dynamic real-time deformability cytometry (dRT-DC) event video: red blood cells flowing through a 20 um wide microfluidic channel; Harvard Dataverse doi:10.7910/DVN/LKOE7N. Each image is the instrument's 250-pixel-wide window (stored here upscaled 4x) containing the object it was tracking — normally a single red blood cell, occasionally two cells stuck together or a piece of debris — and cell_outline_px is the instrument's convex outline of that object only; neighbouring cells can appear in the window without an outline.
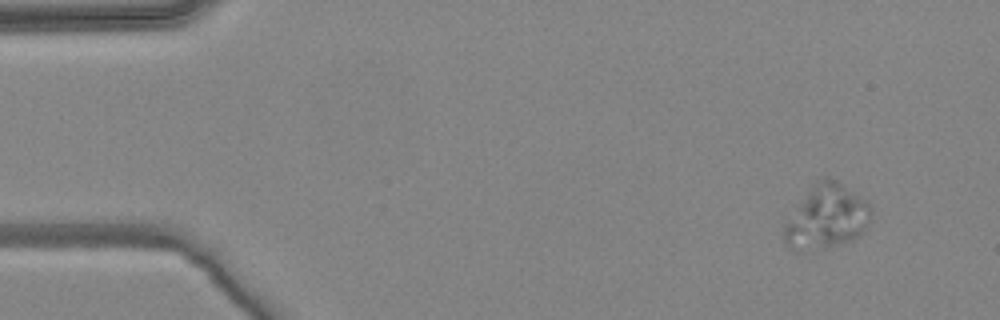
{"species": "common noctule bat (a hibernating species)", "species_latin": "Nyctalus noctula", "temperature_condition": "warm", "stored_images_in_passage": 4, "camera_frame_rate_fps": 3000, "um_per_image_px": 0.085, "animal": {"sex": "female", "body_mass_g": 24.6, "forearm_length_mm": 56.2}, "frame": {"image": 1, "passage_image": 1, "time_ms": 0.0, "image_size_px": [1000, 320], "cell_outline_px": [[872, 212], [868, 224], [864, 232], [852, 240], [800, 256], [788, 248], [784, 244], [784, 224], [812, 184], [816, 180], [824, 176], [828, 176], [836, 180], [868, 200], [872, 208]], "centroid_in_image_um": [70.23, 18.49], "position_along_channel_um": 14.8, "area_um2": 33.47}}
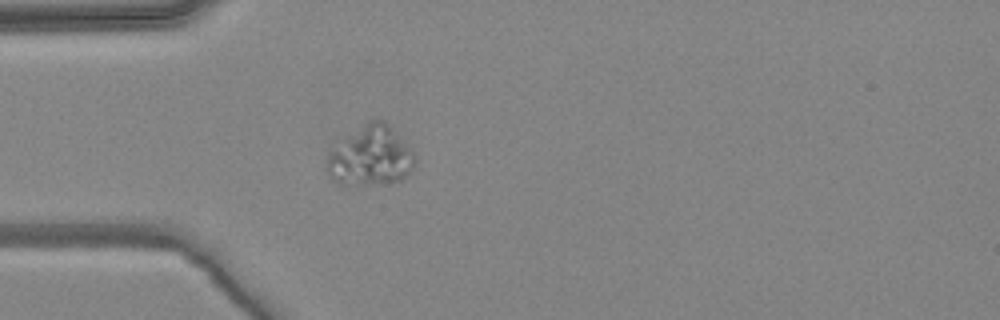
{"frame": {"image": 2, "passage_image": 4, "time_ms": 1.0, "image_size_px": [1000, 320], "cell_outline_px": [[416, 164], [400, 180], [384, 184], [356, 188], [340, 184], [332, 180], [328, 176], [324, 168], [328, 156], [344, 140], [372, 120], [384, 120], [412, 148], [416, 160]], "centroid_in_image_um": [31.51, 13.37], "position_along_channel_um": 53.5, "area_um2": 30.63}}